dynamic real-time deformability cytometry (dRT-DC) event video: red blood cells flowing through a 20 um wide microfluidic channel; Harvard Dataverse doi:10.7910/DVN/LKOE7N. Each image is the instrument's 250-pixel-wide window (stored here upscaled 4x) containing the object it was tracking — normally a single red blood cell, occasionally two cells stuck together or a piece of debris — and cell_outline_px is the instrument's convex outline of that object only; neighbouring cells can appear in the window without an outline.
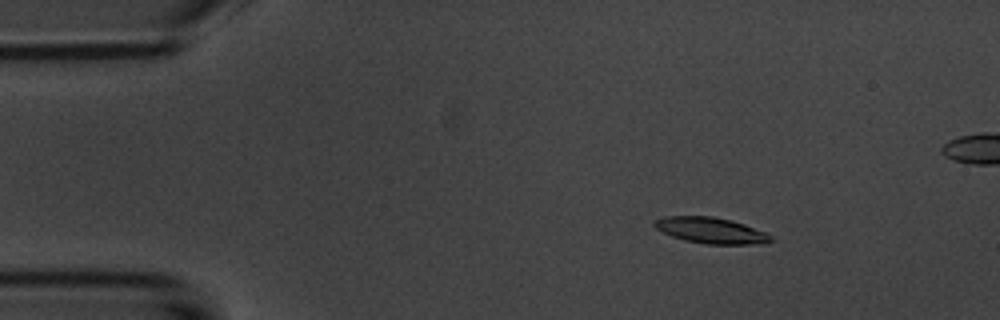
{"species": "common noctule bat (a hibernating species)", "species_latin": "Nyctalus noctula", "temperature_condition": "room temperature", "stored_images_in_passage": 56, "camera_frame_rate_fps": 3000, "um_per_image_px": 0.085, "animal": {"sex": "male", "body_mass_g": 20.1, "forearm_length_mm": 53.5}, "frame": {"image": 1, "passage_image": 9, "time_ms": 2.667, "image_size_px": [1000, 320], "cell_outline_px": [[772, 240], [764, 244], [704, 244], [684, 240], [672, 236], [656, 228], [652, 224], [656, 220], [664, 216], [712, 216], [732, 220], [768, 232], [772, 236]], "centroid_in_image_um": [60.47, 19.58], "position_along_channel_um": 24.5, "area_um2": 17.74}}
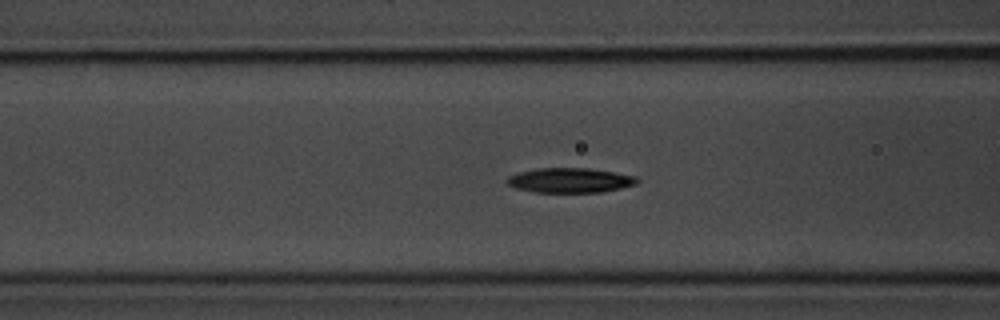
{"frame": {"image": 2, "passage_image": 22, "time_ms": 7.0, "image_size_px": [1000, 320], "cell_outline_px": [[640, 180], [636, 184], [620, 188], [600, 192], [536, 192], [516, 188], [508, 184], [504, 180], [508, 176], [520, 172], [536, 168], [588, 168], [636, 176]], "centroid_in_image_um": [48.43, 15.32], "position_along_channel_um": 118.2, "area_um2": 18.67}}
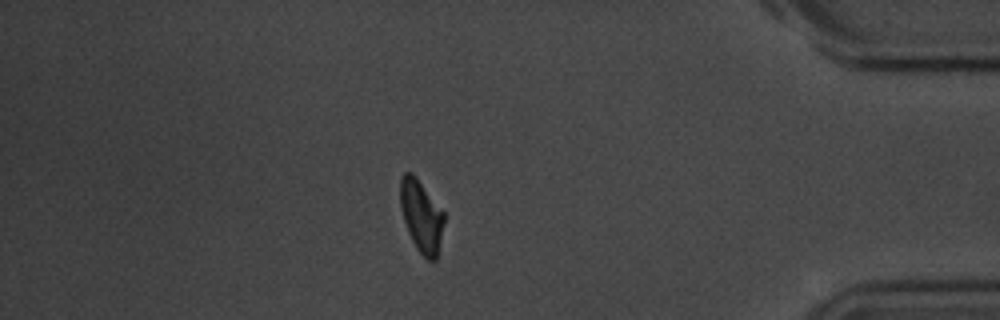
{"frame": {"image": 3, "passage_image": 48, "time_ms": 15.667, "image_size_px": [1000, 320], "cell_outline_px": [[444, 220], [436, 260], [428, 260], [416, 248], [408, 232], [404, 220], [400, 204], [400, 176], [404, 172], [412, 172], [416, 176], [444, 212]], "centroid_in_image_um": [35.79, 18.32], "position_along_channel_um": 399.4, "area_um2": 18.21}, "authors_computed_cell_mechanics": {"area_um2": 18.6405, "velocity_mm_per_s": 3.6816, "shape_relaxation_time_tau1_ms": 2.3162, "shape_relaxation_time_tau2_ms": 3.8171, "deformation_change_tau1": 0.1198, "deformation_change_tau2": 0.1023}}